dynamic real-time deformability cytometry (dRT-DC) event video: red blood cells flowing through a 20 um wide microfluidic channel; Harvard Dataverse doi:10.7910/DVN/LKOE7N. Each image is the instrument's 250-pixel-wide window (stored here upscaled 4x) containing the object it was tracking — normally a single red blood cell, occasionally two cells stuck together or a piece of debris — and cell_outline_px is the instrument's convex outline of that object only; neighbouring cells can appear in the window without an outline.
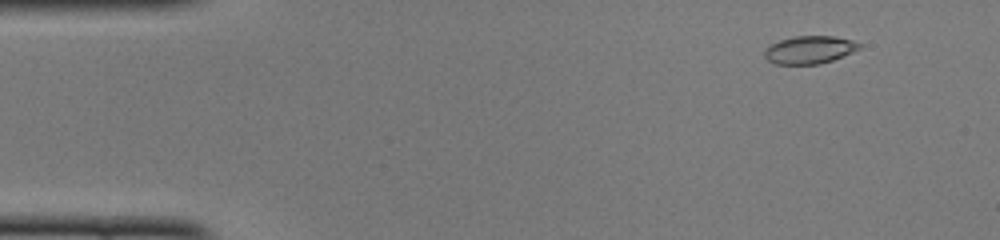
{"species": "common noctule bat (a hibernating species)", "species_latin": "Nyctalus noctula", "temperature_condition": "cold", "stored_images_in_passage": 46, "camera_frame_rate_fps": 3000, "um_per_image_px": 0.085, "animal": {"sex": "female", "body_mass_g": 22.0, "forearm_length_mm": 56.7}, "frame": {"image": 1, "passage_image": 1, "time_ms": 0.0, "image_size_px": [1000, 240], "cell_outline_px": [[860, 48], [852, 52], [832, 60], [820, 64], [776, 64], [768, 60], [764, 56], [764, 52], [768, 44], [780, 40], [796, 36], [836, 36], [852, 40], [860, 44]], "centroid_in_image_um": [68.78, 4.23], "position_along_channel_um": 16.2, "area_um2": 15.32}}
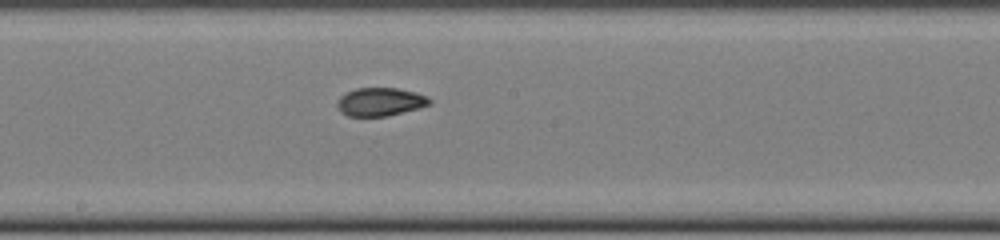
{"frame": {"image": 2, "passage_image": 23, "time_ms": 7.333, "image_size_px": [1000, 240], "cell_outline_px": [[432, 104], [420, 108], [388, 116], [348, 116], [340, 112], [336, 104], [336, 100], [340, 96], [356, 88], [396, 88], [416, 92], [428, 96], [432, 100]], "centroid_in_image_um": [32.34, 8.66], "position_along_channel_um": 215.9, "area_um2": 15.43}}
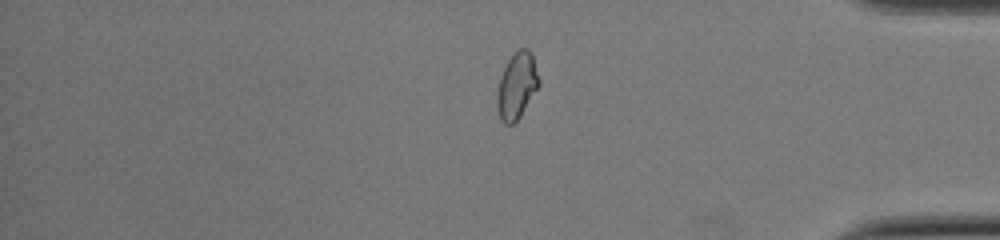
{"frame": {"image": 3, "passage_image": 38, "time_ms": 12.333, "image_size_px": [1000, 240], "cell_outline_px": [[540, 84], [520, 116], [512, 124], [504, 124], [500, 120], [496, 104], [496, 92], [500, 76], [508, 60], [520, 48], [528, 48], [532, 52], [540, 80]], "centroid_in_image_um": [43.92, 7.29], "position_along_channel_um": 391.3, "area_um2": 16.24}, "authors_computed_cell_mechanics": {"area_um2": 15.8083, "velocity_mm_per_s": 4.0019, "shape_relaxation_time_tau1_ms": 8.2635, "shape_relaxation_time_tau2_ms": 1.9977, "deformation_change_tau1": 0.1888, "deformation_change_tau2": 0.0654}}